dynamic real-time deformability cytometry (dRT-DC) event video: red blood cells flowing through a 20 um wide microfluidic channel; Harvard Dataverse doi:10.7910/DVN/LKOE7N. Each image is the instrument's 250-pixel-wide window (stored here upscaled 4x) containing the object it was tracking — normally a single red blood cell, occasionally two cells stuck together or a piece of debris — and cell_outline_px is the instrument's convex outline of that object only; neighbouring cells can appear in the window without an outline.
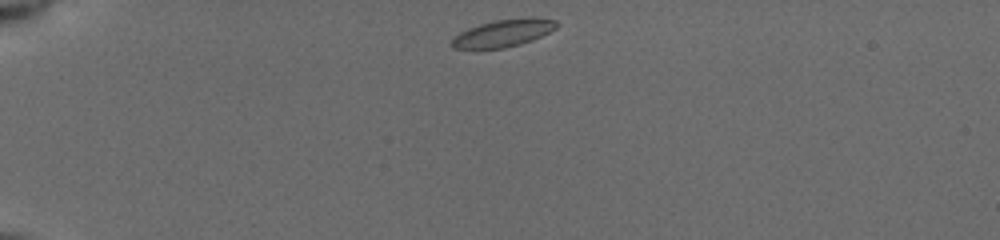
{"species": "common noctule bat (a hibernating species)", "species_latin": "Nyctalus noctula", "temperature_condition": "cold", "stored_images_in_passage": 42, "camera_frame_rate_fps": 3000, "um_per_image_px": 0.085, "animal": {"sex": "female", "body_mass_g": 19.5, "forearm_length_mm": 54.1}, "frame": {"image": 1, "passage_image": 1, "time_ms": 0.0, "image_size_px": [1000, 240], "cell_outline_px": [[560, 24], [556, 28], [532, 40], [520, 44], [504, 48], [452, 48], [448, 44], [452, 36], [468, 28], [480, 24], [496, 20], [528, 16], [532, 16], [556, 20]], "centroid_in_image_um": [42.77, 2.79], "position_along_channel_um": 42.2, "area_um2": 16.94}}
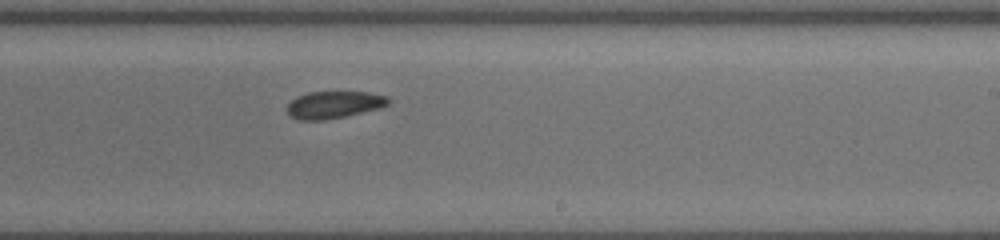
{"frame": {"image": 2, "passage_image": 22, "time_ms": 7.0, "image_size_px": [1000, 240], "cell_outline_px": [[392, 100], [388, 104], [380, 108], [344, 116], [324, 120], [300, 120], [292, 116], [288, 112], [288, 104], [296, 96], [308, 92], [368, 92], [388, 96]], "centroid_in_image_um": [28.42, 8.89], "position_along_channel_um": 260.6, "area_um2": 15.95}}
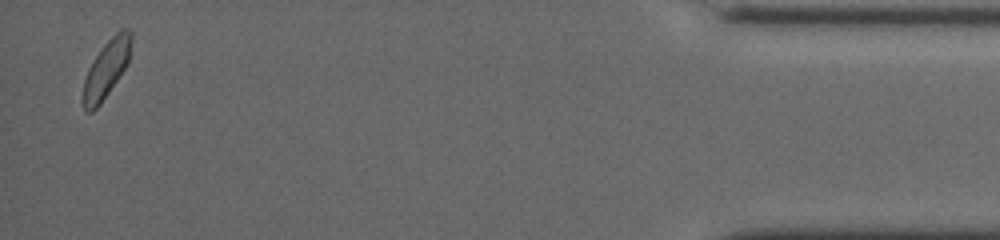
{"frame": {"image": 3, "passage_image": 41, "time_ms": 13.0, "image_size_px": [1000, 240], "cell_outline_px": [[132, 40], [128, 64], [100, 104], [92, 112], [84, 112], [80, 100], [84, 80], [88, 68], [100, 48], [120, 28], [128, 28], [132, 32]], "centroid_in_image_um": [9.01, 5.88], "position_along_channel_um": 426.2, "area_um2": 16.53}, "authors_computed_cell_mechanics": {"area_um2": 16.473, "velocity_mm_per_s": 3.8915, "shape_relaxation_time_tau1_ms": 7.3951, "shape_relaxation_time_tau2_ms": 2.313, "deformation_change_tau1": 0.0946, "deformation_change_tau2": 0.07}}